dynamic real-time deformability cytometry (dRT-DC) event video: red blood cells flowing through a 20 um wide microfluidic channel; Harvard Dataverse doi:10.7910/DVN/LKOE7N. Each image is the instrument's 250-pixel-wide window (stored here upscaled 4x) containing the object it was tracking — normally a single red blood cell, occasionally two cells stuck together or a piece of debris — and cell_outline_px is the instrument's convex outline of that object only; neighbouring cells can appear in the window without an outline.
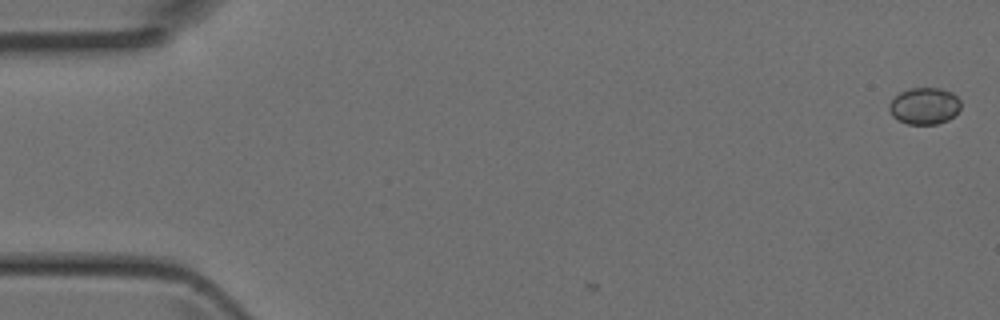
{"species": "Egyptian fruit bat (a non-hibernating species)", "species_latin": "Rousettus aegyptiacus", "temperature_condition": "room temperature", "stored_images_in_passage": 4, "camera_frame_rate_fps": 3000, "um_per_image_px": 0.085, "animal": {"sex": "female"}, "frame": {"image": 1, "passage_image": 1, "time_ms": 0.0, "image_size_px": [1000, 320], "cell_outline_px": [[960, 108], [948, 120], [936, 124], [908, 124], [896, 120], [892, 116], [888, 108], [888, 104], [900, 92], [912, 88], [940, 88], [952, 92], [960, 100]], "centroid_in_image_um": [78.55, 9.01], "position_along_channel_um": 6.4, "area_um2": 15.32}}